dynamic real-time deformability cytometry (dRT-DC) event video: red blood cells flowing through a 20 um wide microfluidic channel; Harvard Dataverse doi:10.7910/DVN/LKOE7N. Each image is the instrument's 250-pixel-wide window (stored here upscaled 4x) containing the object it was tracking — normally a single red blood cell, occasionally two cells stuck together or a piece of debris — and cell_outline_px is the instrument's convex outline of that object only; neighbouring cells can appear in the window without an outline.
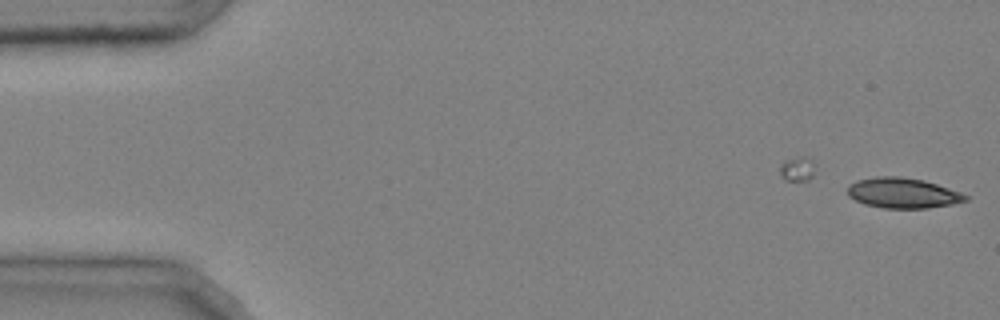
{"species": "common noctule bat (a hibernating species)", "species_latin": "Nyctalus noctula", "temperature_condition": "cold", "stored_images_in_passage": 7, "camera_frame_rate_fps": 3000, "um_per_image_px": 0.085, "animal": {"sex": "male", "body_mass_g": 20.4}, "frame": {"image": 1, "passage_image": 7, "time_ms": 2.0, "image_size_px": [1000, 320], "cell_outline_px": [[968, 200], [952, 204], [928, 208], [884, 208], [864, 204], [848, 196], [848, 184], [856, 180], [876, 176], [900, 176], [924, 180], [960, 192], [968, 196]], "centroid_in_image_um": [76.71, 16.4], "position_along_channel_um": 8.3, "area_um2": 20.87}}